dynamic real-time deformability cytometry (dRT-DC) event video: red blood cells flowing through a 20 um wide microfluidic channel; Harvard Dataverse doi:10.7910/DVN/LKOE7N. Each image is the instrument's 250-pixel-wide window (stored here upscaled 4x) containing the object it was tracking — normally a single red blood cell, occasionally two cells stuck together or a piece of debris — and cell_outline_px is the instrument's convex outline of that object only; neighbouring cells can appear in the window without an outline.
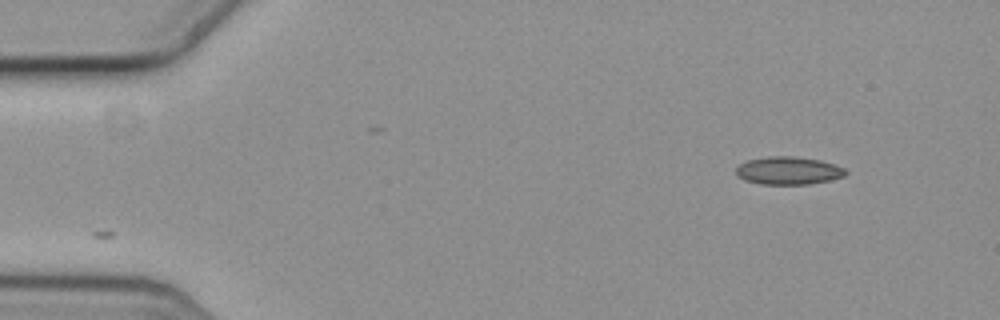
{"species": "common noctule bat (a hibernating species)", "species_latin": "Nyctalus noctula", "temperature_condition": "cold", "stored_images_in_passage": 52, "camera_frame_rate_fps": 3000, "um_per_image_px": 0.085, "animal": {"sex": "female", "body_mass_g": 19.3, "forearm_length_mm": 54.1}, "frame": {"image": 1, "passage_image": 1, "time_ms": 0.0, "image_size_px": [1000, 320], "cell_outline_px": [[848, 172], [844, 176], [828, 180], [808, 184], [760, 184], [744, 180], [736, 176], [736, 168], [740, 164], [748, 160], [768, 156], [792, 156], [820, 160], [844, 168]], "centroid_in_image_um": [66.98, 14.5], "position_along_channel_um": 18.0, "area_um2": 17.69}}
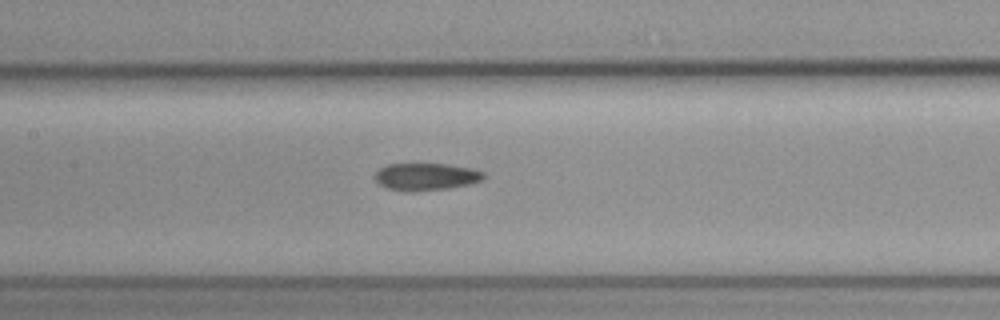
{"frame": {"image": 2, "passage_image": 22, "time_ms": 7.0, "image_size_px": [1000, 320], "cell_outline_px": [[484, 180], [468, 184], [448, 188], [412, 192], [404, 192], [388, 188], [380, 184], [376, 180], [376, 172], [380, 168], [388, 164], [448, 164], [472, 168], [484, 172]], "centroid_in_image_um": [36.23, 15.02], "position_along_channel_um": 171.2, "area_um2": 17.28}}
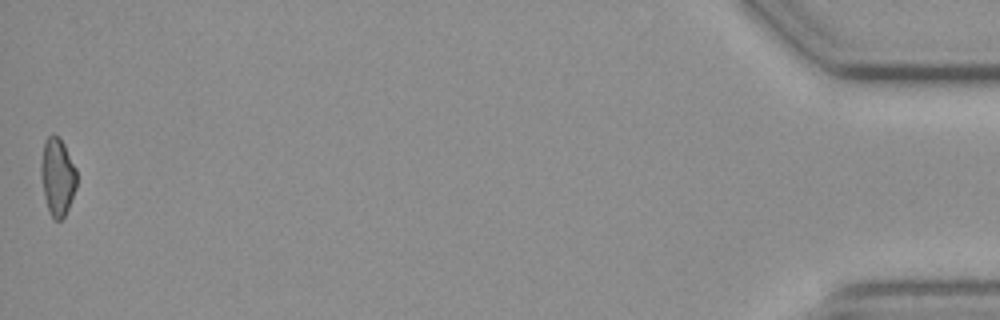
{"frame": {"image": 3, "passage_image": 52, "time_ms": 17.0, "image_size_px": [1000, 320], "cell_outline_px": [[76, 188], [68, 208], [64, 216], [60, 220], [56, 220], [48, 212], [44, 196], [40, 176], [40, 164], [44, 140], [52, 132], [64, 144], [76, 168]], "centroid_in_image_um": [4.86, 15.01], "position_along_channel_um": 430.3, "area_um2": 16.24}}